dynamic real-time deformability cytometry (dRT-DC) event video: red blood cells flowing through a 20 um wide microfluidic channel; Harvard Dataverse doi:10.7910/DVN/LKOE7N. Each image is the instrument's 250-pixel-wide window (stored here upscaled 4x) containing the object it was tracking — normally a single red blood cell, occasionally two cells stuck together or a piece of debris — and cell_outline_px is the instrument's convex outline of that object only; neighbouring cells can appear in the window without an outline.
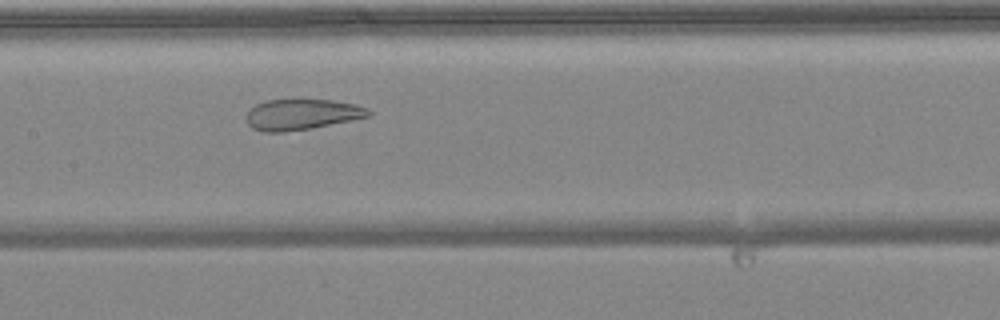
{"species": "common noctule bat (a hibernating species)", "species_latin": "Nyctalus noctula", "temperature_condition": "warm", "stored_images_in_passage": 48, "camera_frame_rate_fps": 3000, "um_per_image_px": 0.085, "animal": {"sex": "female", "body_mass_g": 24.6, "forearm_length_mm": 56.2}, "frame": {"image": 1, "passage_image": 22, "time_ms": 7.0, "image_size_px": [1000, 320], "cell_outline_px": [[372, 116], [312, 128], [284, 132], [264, 132], [252, 128], [248, 124], [248, 112], [256, 104], [264, 100], [332, 100], [356, 104], [368, 108], [372, 112]], "centroid_in_image_um": [25.7, 9.73], "position_along_channel_um": 181.7, "area_um2": 21.85}}
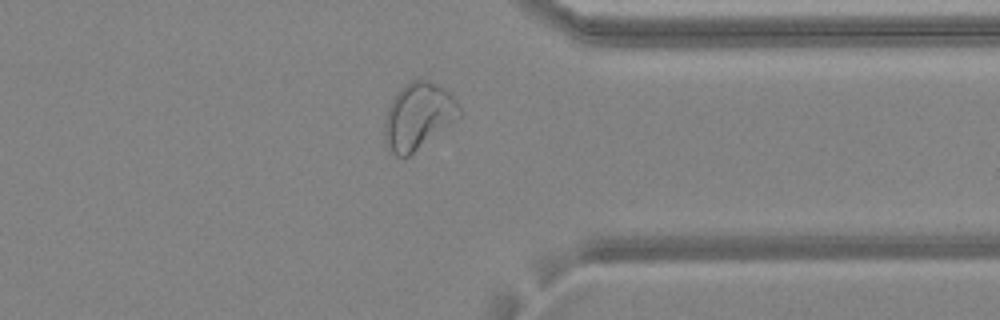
{"frame": {"image": 2, "passage_image": 37, "time_ms": 12.0, "image_size_px": [1000, 320], "cell_outline_px": [[464, 112], [456, 120], [408, 156], [396, 156], [388, 148], [384, 140], [384, 116], [396, 92], [404, 84], [412, 80], [428, 80], [444, 88], [456, 100]], "centroid_in_image_um": [35.54, 9.85], "position_along_channel_um": 375.9, "area_um2": 28.96}}
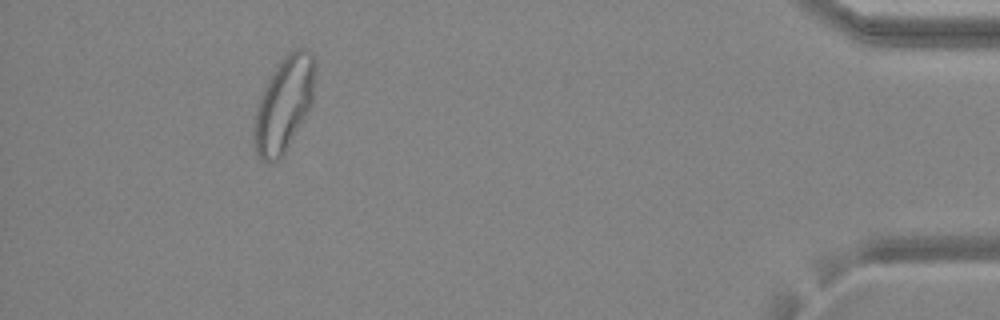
{"frame": {"image": 3, "passage_image": 44, "time_ms": 14.333, "image_size_px": [1000, 320], "cell_outline_px": [[316, 72], [312, 104], [288, 148], [272, 164], [268, 164], [260, 160], [256, 156], [252, 144], [252, 132], [256, 108], [260, 96], [272, 72], [288, 52], [292, 48], [304, 48], [312, 52], [316, 56]], "centroid_in_image_um": [24.13, 8.87], "position_along_channel_um": 411.1, "area_um2": 34.51}}